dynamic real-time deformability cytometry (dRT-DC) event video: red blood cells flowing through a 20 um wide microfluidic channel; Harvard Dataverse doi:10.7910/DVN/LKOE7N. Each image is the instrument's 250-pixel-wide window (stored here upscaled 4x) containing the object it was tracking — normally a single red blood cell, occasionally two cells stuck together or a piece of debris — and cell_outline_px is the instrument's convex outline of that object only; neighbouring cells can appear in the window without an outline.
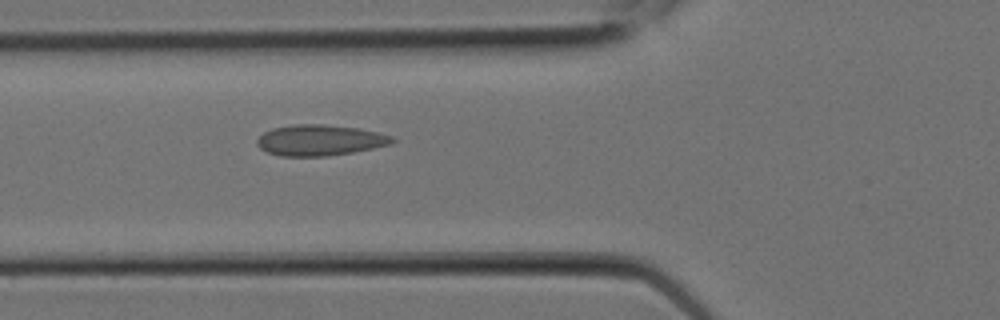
{"species": "Egyptian fruit bat (a non-hibernating species)", "species_latin": "Rousettus aegyptiacus", "temperature_condition": "room temperature", "stored_images_in_passage": 7, "camera_frame_rate_fps": 3000, "um_per_image_px": 0.085, "animal": {"sex": "female"}, "frame": {"image": 1, "passage_image": 7, "time_ms": 2.0, "image_size_px": [1000, 320], "cell_outline_px": [[396, 140], [392, 144], [352, 152], [328, 156], [280, 156], [268, 152], [260, 148], [256, 144], [256, 140], [264, 132], [272, 128], [292, 124], [320, 124], [360, 128], [392, 136]], "centroid_in_image_um": [27.17, 11.91], "position_along_channel_um": 98.6, "area_um2": 24.33}}